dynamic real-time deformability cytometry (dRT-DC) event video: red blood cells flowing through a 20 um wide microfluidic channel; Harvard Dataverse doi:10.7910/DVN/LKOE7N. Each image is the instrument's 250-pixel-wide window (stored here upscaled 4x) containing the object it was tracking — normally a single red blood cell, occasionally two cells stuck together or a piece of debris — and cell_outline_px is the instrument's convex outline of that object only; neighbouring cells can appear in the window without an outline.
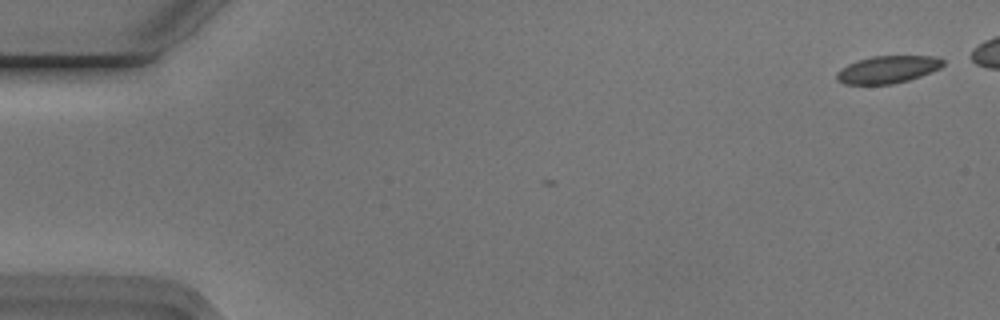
{"species": "Egyptian fruit bat (a non-hibernating species)", "species_latin": "Rousettus aegyptiacus", "temperature_condition": "cold", "stored_images_in_passage": 2, "camera_frame_rate_fps": 3000, "um_per_image_px": 0.085, "animal": {"sex": "male"}, "frame": {"image": 1, "passage_image": 2, "time_ms": 0.333, "image_size_px": [1000, 320], "cell_outline_px": [[944, 64], [940, 68], [920, 76], [908, 80], [892, 84], [844, 84], [836, 80], [836, 72], [840, 68], [856, 60], [872, 56], [936, 56], [944, 60]], "centroid_in_image_um": [75.42, 5.9], "position_along_channel_um": 9.6, "area_um2": 17.05}}